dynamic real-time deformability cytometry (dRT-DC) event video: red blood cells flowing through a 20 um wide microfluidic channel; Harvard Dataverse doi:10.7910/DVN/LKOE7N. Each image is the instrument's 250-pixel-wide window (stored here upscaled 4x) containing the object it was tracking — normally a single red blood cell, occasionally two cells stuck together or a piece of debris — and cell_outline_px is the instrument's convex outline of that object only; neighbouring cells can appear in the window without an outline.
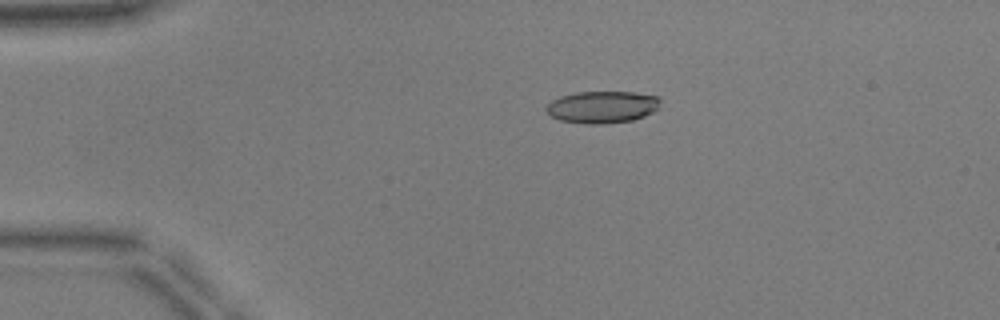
{"species": "common noctule bat (a hibernating species)", "species_latin": "Nyctalus noctula", "temperature_condition": "warm", "stored_images_in_passage": 51, "camera_frame_rate_fps": 3000, "um_per_image_px": 0.085, "animal": {"sex": "male", "body_mass_g": 17.9, "forearm_length_mm": 54.2}, "frame": {"image": 1, "passage_image": 11, "time_ms": 3.333, "image_size_px": [1000, 320], "cell_outline_px": [[660, 108], [644, 116], [632, 120], [604, 124], [584, 124], [560, 120], [552, 116], [544, 108], [552, 100], [560, 96], [576, 92], [632, 92], [660, 96]], "centroid_in_image_um": [51.21, 9.09], "position_along_channel_um": 33.8, "area_um2": 21.44}}
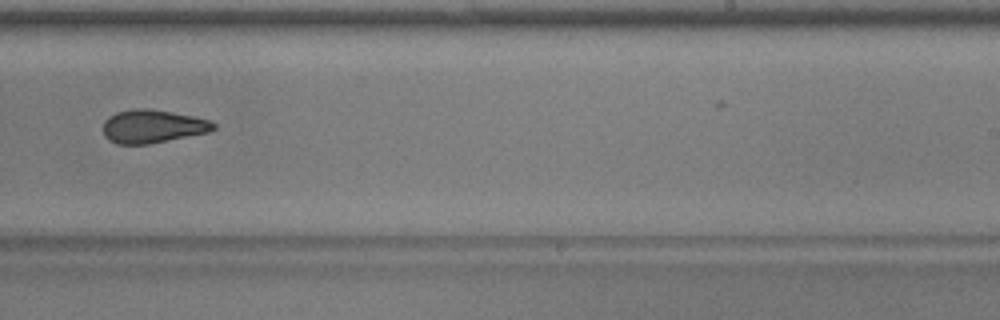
{"frame": {"image": 2, "passage_image": 33, "time_ms": 10.667, "image_size_px": [1000, 320], "cell_outline_px": [[216, 128], [208, 132], [148, 144], [116, 144], [108, 140], [104, 136], [104, 120], [108, 116], [116, 112], [136, 108], [144, 108], [192, 116], [208, 120], [216, 124]], "centroid_in_image_um": [12.92, 10.75], "position_along_channel_um": 276.1, "area_um2": 21.15}}
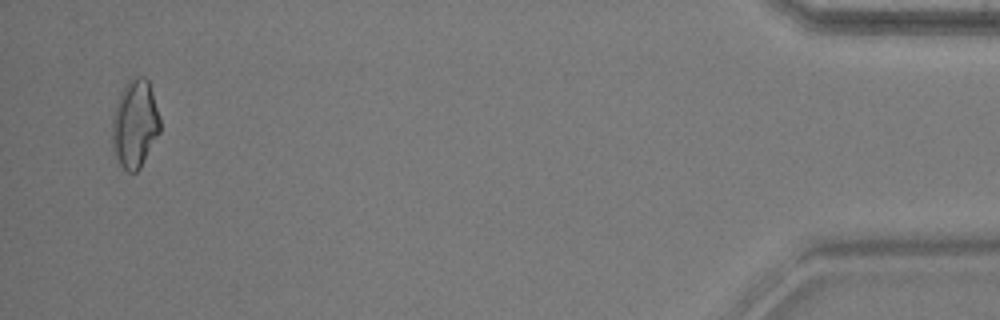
{"frame": {"image": 3, "passage_image": 50, "time_ms": 16.333, "image_size_px": [1000, 320], "cell_outline_px": [[160, 132], [140, 168], [136, 172], [128, 172], [120, 164], [116, 156], [112, 144], [112, 116], [120, 92], [128, 80], [132, 76], [144, 76], [148, 80], [160, 116]], "centroid_in_image_um": [11.47, 10.5], "position_along_channel_um": 423.7, "area_um2": 24.62}, "authors_computed_cell_mechanics": {"area_um2": 21.9062, "velocity_mm_per_s": 3.9619, "shape_relaxation_time_tau1_ms": 5.4334, "shape_relaxation_time_tau2_ms": 2.9883, "deformation_change_tau1": 0.1452, "deformation_change_tau2": 0.1184}}